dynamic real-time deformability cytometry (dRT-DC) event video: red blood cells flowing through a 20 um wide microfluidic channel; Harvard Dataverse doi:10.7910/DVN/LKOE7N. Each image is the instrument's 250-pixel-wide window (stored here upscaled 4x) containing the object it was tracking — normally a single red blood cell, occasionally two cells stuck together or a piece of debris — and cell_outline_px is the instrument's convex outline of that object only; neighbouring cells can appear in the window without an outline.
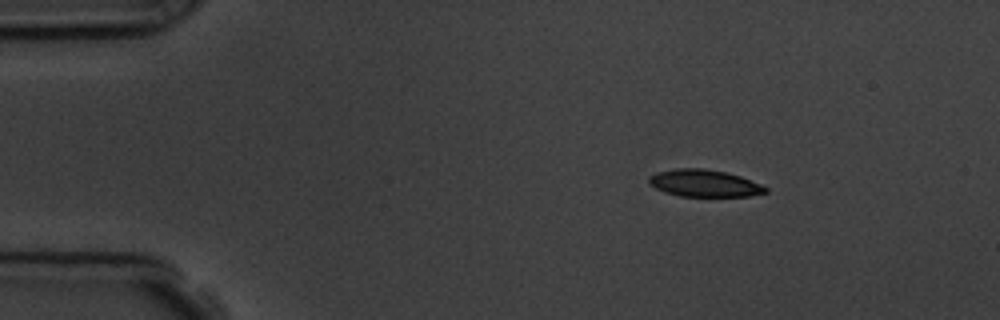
{"species": "common noctule bat (a hibernating species)", "species_latin": "Nyctalus noctula", "temperature_condition": "room temperature", "stored_images_in_passage": 3, "camera_frame_rate_fps": 3000, "um_per_image_px": 0.085, "animal": {"sex": "male", "body_mass_g": 19.5, "forearm_length_mm": 54.6}, "frame": {"image": 1, "passage_image": 1, "time_ms": 0.0, "image_size_px": [1000, 320], "cell_outline_px": [[768, 192], [748, 196], [680, 196], [664, 192], [656, 188], [648, 180], [648, 176], [656, 172], [676, 168], [704, 168], [724, 172], [740, 176], [760, 184], [768, 188]], "centroid_in_image_um": [59.85, 15.57], "position_along_channel_um": 25.1, "area_um2": 18.32}}